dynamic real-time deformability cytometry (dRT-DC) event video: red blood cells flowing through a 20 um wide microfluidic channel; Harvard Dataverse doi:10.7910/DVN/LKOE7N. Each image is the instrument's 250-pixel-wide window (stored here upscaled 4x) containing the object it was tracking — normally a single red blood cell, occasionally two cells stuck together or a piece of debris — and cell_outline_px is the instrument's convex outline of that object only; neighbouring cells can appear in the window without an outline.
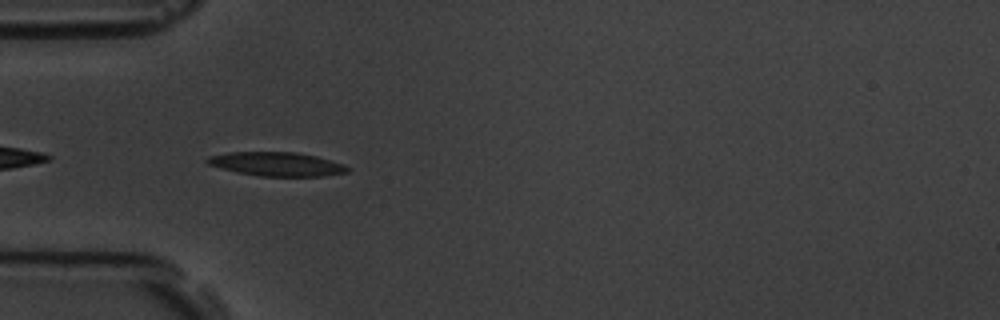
{"species": "common noctule bat (a hibernating species)", "species_latin": "Nyctalus noctula", "temperature_condition": "room temperature", "stored_images_in_passage": 42, "camera_frame_rate_fps": 3000, "um_per_image_px": 0.085, "animal": {"sex": "male", "body_mass_g": 19.5, "forearm_length_mm": 54.6}, "frame": {"image": 1, "passage_image": 2, "time_ms": 0.333, "image_size_px": [1000, 320], "cell_outline_px": [[348, 172], [324, 176], [260, 176], [236, 172], [208, 164], [204, 160], [208, 156], [228, 152], [296, 152], [316, 156], [344, 164], [348, 168]], "centroid_in_image_um": [23.5, 13.94], "position_along_channel_um": 61.5, "area_um2": 19.48}}
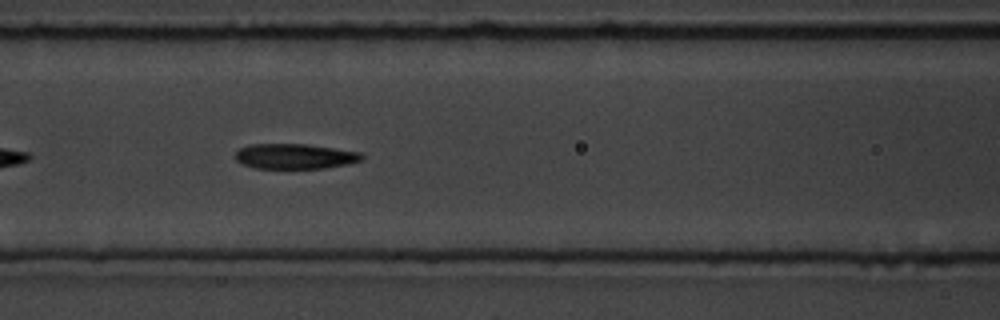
{"frame": {"image": 2, "passage_image": 9, "time_ms": 2.667, "image_size_px": [1000, 320], "cell_outline_px": [[364, 156], [360, 160], [348, 164], [324, 168], [256, 168], [244, 164], [236, 160], [236, 152], [240, 148], [252, 144], [308, 144], [360, 152]], "centroid_in_image_um": [25.08, 13.28], "position_along_channel_um": 141.5, "area_um2": 18.38}}
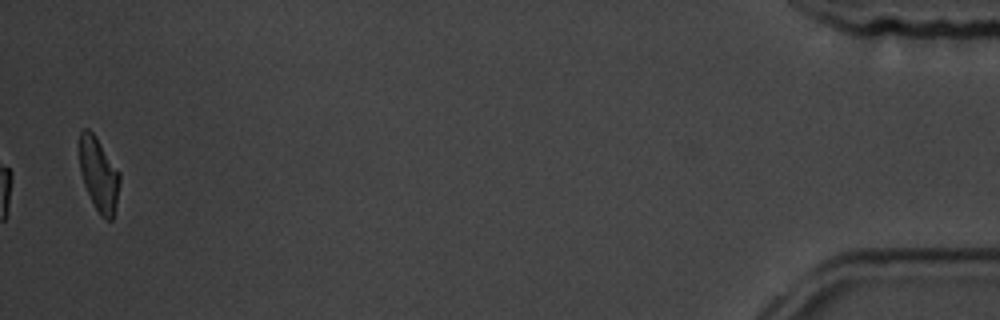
{"frame": {"image": 3, "passage_image": 41, "time_ms": 13.333, "image_size_px": [1000, 320], "cell_outline_px": [[120, 184], [116, 204], [112, 220], [104, 220], [100, 216], [84, 184], [80, 172], [80, 132], [84, 128], [88, 128], [96, 136], [120, 172]], "centroid_in_image_um": [8.41, 14.83], "position_along_channel_um": 426.8, "area_um2": 17.22}, "authors_computed_cell_mechanics": {"area_um2": 18.9006, "velocity_mm_per_s": 3.5281, "shape_relaxation_time_tau1_ms": 3.0786, "shape_relaxation_time_tau2_ms": 2.741, "deformation_change_tau1": 0.1295, "deformation_change_tau2": 0.0996}}